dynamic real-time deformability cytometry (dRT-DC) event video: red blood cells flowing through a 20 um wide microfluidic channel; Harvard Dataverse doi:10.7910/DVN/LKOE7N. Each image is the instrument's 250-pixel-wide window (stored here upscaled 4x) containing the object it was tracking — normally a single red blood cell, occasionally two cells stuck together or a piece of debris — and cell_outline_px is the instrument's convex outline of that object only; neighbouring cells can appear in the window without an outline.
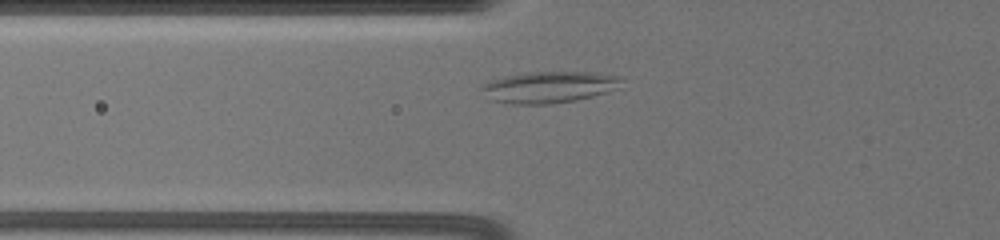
{"species": "common noctule bat (a hibernating species)", "species_latin": "Nyctalus noctula", "temperature_condition": "warm", "stored_images_in_passage": 69, "camera_frame_rate_fps": 3000, "um_per_image_px": 0.085, "animal": {"sex": "female", "body_mass_g": 19.5, "forearm_length_mm": 54.1}, "frame": {"image": 1, "passage_image": 8, "time_ms": 1.0, "image_size_px": [1000, 240], "cell_outline_px": [[624, 76], [620, 88], [592, 96], [576, 100], [548, 104], [512, 104], [492, 100], [480, 88], [484, 84], [492, 80], [504, 76], [524, 72], [596, 72]], "centroid_in_image_um": [46.74, 7.39], "position_along_channel_um": 79.1, "area_um2": 25.78}}
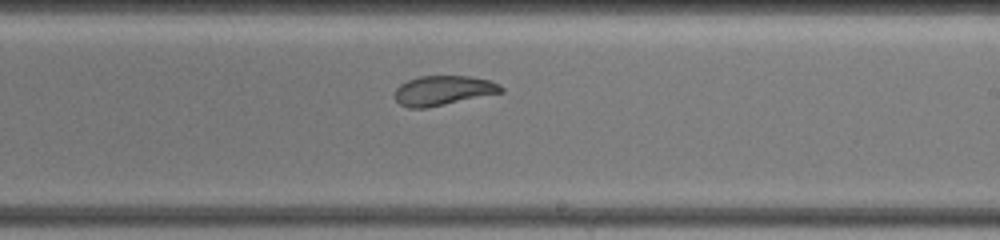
{"frame": {"image": 2, "passage_image": 34, "time_ms": 6.0, "image_size_px": [1000, 240], "cell_outline_px": [[504, 92], [424, 108], [408, 108], [400, 104], [396, 100], [396, 88], [400, 84], [408, 80], [420, 76], [468, 76], [488, 80], [500, 84], [504, 88]], "centroid_in_image_um": [37.68, 7.68], "position_along_channel_um": 251.3, "area_um2": 18.15}}
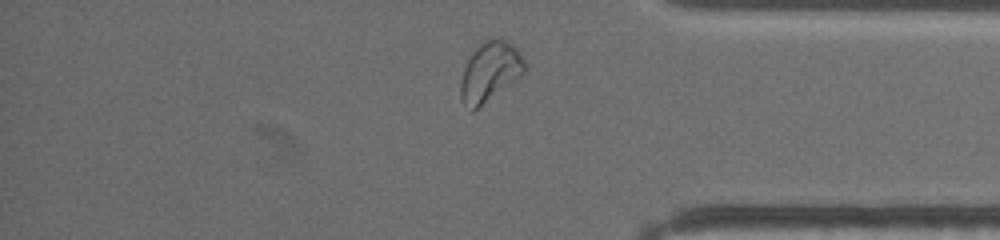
{"frame": {"image": 3, "passage_image": 61, "time_ms": 10.333, "image_size_px": [1000, 240], "cell_outline_px": [[528, 68], [520, 76], [472, 112], [460, 100], [460, 80], [464, 68], [472, 52], [484, 40], [492, 36], [500, 36], [512, 44], [524, 56], [528, 64]], "centroid_in_image_um": [41.67, 6.04], "position_along_channel_um": 393.5, "area_um2": 22.54}, "authors_computed_cell_mechanics": {"area_um2": 19.5364, "velocity_mm_per_s": 3.4651, "shape_relaxation_time_tau1_ms": 9.3436, "shape_relaxation_time_tau2_ms": 1.3537, "deformation_change_tau1": 0.1837, "deformation_change_tau2": 0.068}}